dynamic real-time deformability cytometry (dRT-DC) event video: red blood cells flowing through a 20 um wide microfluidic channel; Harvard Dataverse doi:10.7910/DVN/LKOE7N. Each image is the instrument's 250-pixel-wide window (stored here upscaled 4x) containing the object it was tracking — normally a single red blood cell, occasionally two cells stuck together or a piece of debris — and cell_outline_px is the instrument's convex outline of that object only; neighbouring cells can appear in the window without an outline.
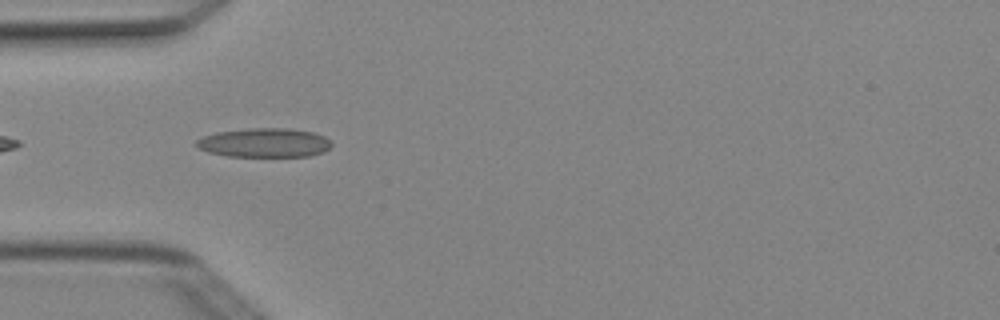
{"species": "Egyptian fruit bat (a non-hibernating species)", "species_latin": "Rousettus aegyptiacus", "temperature_condition": "cold", "stored_images_in_passage": 6, "camera_frame_rate_fps": 3000, "um_per_image_px": 0.085, "animal": {"sex": "female"}, "frame": {"image": 1, "passage_image": 3, "time_ms": 0.667, "image_size_px": [1000, 320], "cell_outline_px": [[332, 144], [324, 152], [308, 156], [228, 156], [208, 152], [196, 148], [192, 144], [196, 140], [204, 136], [216, 132], [252, 128], [288, 128], [312, 132], [324, 136], [332, 140]], "centroid_in_image_um": [22.44, 12.13], "position_along_channel_um": 62.6, "area_um2": 23.06}}
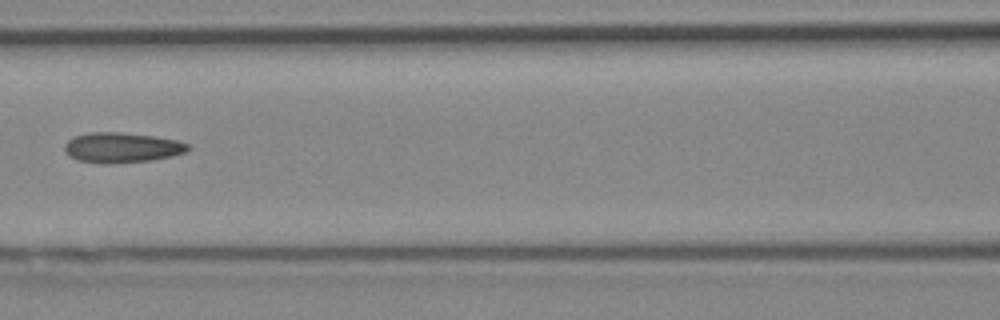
{"frame": {"image": 2, "passage_image": 5, "time_ms": 1.333, "image_size_px": [1000, 320], "cell_outline_px": [[192, 148], [184, 152], [172, 156], [152, 160], [112, 164], [104, 164], [76, 160], [64, 148], [64, 144], [72, 136], [88, 132], [120, 132], [152, 136], [176, 140], [188, 144]], "centroid_in_image_um": [10.34, 12.54], "position_along_channel_um": 156.3, "area_um2": 21.73}}
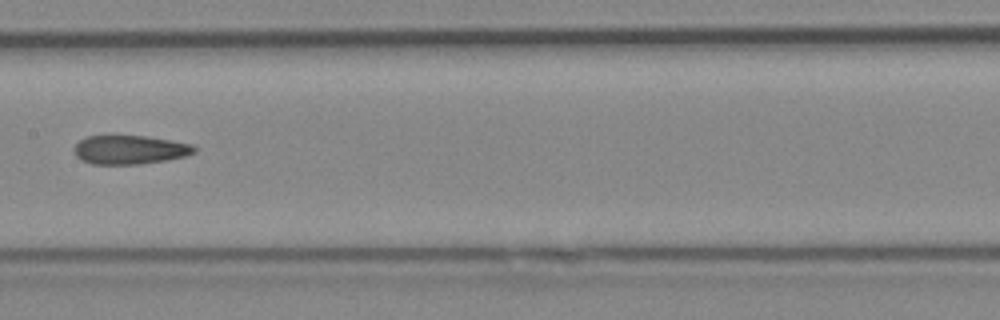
{"frame": {"image": 3, "passage_image": 6, "time_ms": 1.667, "image_size_px": [1000, 320], "cell_outline_px": [[196, 152], [184, 156], [164, 160], [140, 164], [92, 164], [80, 160], [76, 156], [72, 148], [84, 136], [144, 136], [192, 144], [196, 148]], "centroid_in_image_um": [10.97, 12.73], "position_along_channel_um": 196.4, "area_um2": 20.11}}